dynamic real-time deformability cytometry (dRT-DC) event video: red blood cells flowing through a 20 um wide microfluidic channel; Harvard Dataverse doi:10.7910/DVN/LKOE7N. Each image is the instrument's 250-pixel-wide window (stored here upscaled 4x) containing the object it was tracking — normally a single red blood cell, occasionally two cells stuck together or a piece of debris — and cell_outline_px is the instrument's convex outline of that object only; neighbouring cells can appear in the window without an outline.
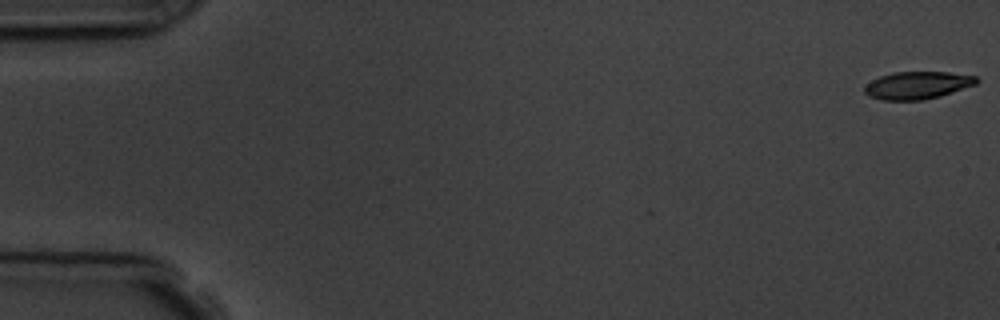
{"species": "common noctule bat (a hibernating species)", "species_latin": "Nyctalus noctula", "temperature_condition": "room temperature", "stored_images_in_passage": 6, "camera_frame_rate_fps": 3000, "um_per_image_px": 0.085, "animal": {"sex": "male", "body_mass_g": 19.5, "forearm_length_mm": 54.6}, "frame": {"image": 1, "passage_image": 1, "time_ms": 0.0, "image_size_px": [1000, 320], "cell_outline_px": [[980, 80], [976, 84], [940, 96], [920, 100], [884, 100], [868, 96], [864, 92], [864, 84], [880, 76], [892, 72], [948, 72], [976, 76]], "centroid_in_image_um": [77.95, 7.24], "position_along_channel_um": 7.0, "area_um2": 17.98}}
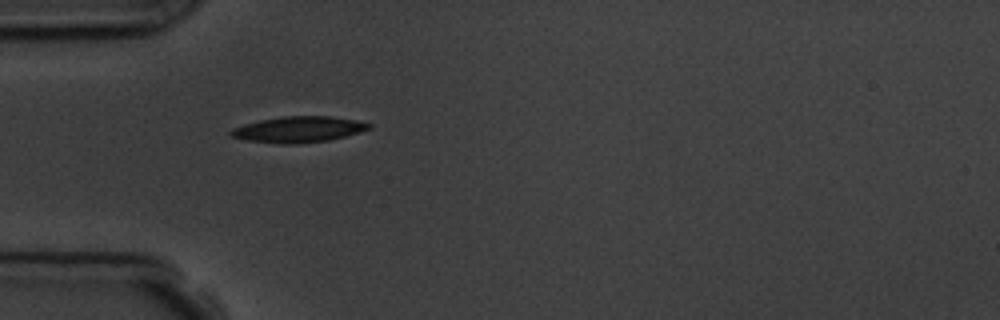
{"frame": {"image": 2, "passage_image": 5, "time_ms": 5.333, "image_size_px": [1000, 320], "cell_outline_px": [[372, 128], [360, 132], [328, 140], [296, 144], [288, 144], [248, 140], [232, 136], [228, 132], [232, 128], [244, 124], [260, 120], [284, 116], [332, 116], [356, 120], [372, 124]], "centroid_in_image_um": [25.4, 10.99], "position_along_channel_um": 59.6, "area_um2": 20.69}}